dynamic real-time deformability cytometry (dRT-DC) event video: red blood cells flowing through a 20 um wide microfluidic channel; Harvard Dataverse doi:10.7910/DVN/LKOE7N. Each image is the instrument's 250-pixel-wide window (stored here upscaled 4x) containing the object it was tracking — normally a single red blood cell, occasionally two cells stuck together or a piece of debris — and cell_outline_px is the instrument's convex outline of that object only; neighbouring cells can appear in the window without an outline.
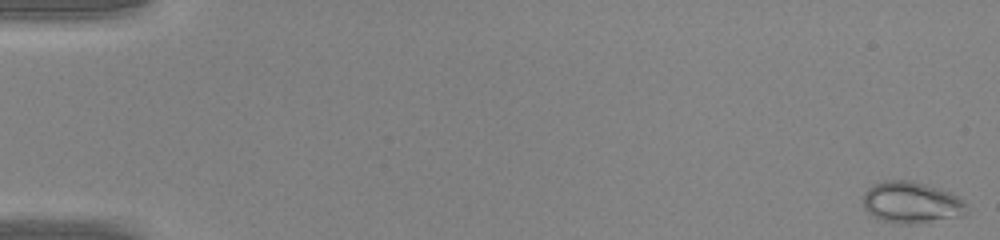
{"species": "common noctule bat (a hibernating species)", "species_latin": "Nyctalus noctula", "temperature_condition": "warm", "stored_images_in_passage": 47, "camera_frame_rate_fps": 3000, "um_per_image_px": 0.085, "animal": {"sex": "male", "body_mass_g": 20.0, "forearm_length_mm": 53.3}, "frame": {"image": 1, "passage_image": 1, "time_ms": 0.0, "image_size_px": [1000, 240], "cell_outline_px": [[964, 204], [960, 216], [908, 224], [900, 224], [884, 220], [872, 216], [864, 208], [864, 192], [872, 184], [884, 180], [912, 180], [952, 192], [964, 200]], "centroid_in_image_um": [77.41, 17.18], "position_along_channel_um": 7.6, "area_um2": 24.68}}
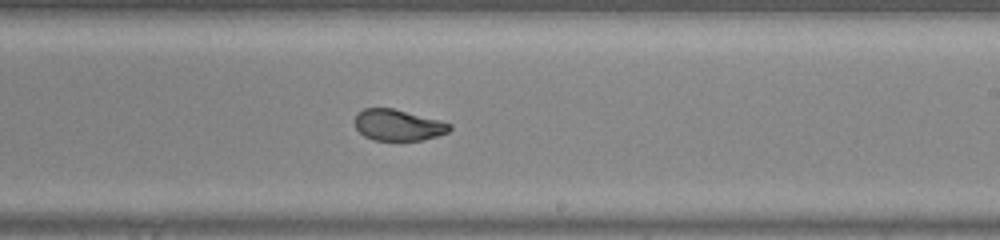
{"frame": {"image": 2, "passage_image": 29, "time_ms": 9.333, "image_size_px": [1000, 240], "cell_outline_px": [[452, 128], [448, 132], [436, 136], [420, 140], [372, 140], [364, 136], [356, 128], [352, 120], [356, 112], [364, 108], [392, 108], [440, 120], [452, 124]], "centroid_in_image_um": [33.78, 10.62], "position_along_channel_um": 255.2, "area_um2": 17.4}}
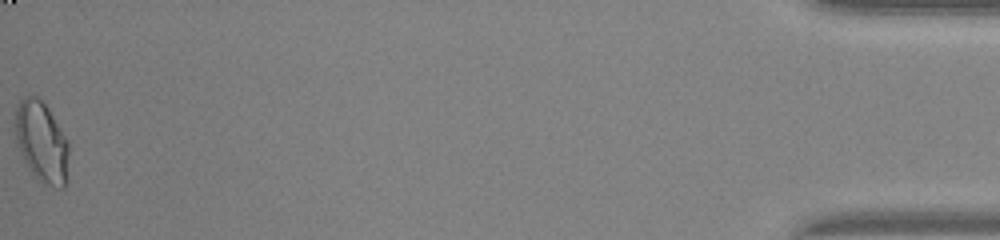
{"frame": {"image": 3, "passage_image": 47, "time_ms": 15.333, "image_size_px": [1000, 240], "cell_outline_px": [[68, 152], [64, 188], [60, 188], [48, 184], [40, 180], [32, 172], [24, 160], [20, 152], [16, 140], [16, 108], [20, 100], [28, 96], [36, 96], [48, 108], [68, 140]], "centroid_in_image_um": [3.53, 12.04], "position_along_channel_um": 431.7, "area_um2": 24.51}}